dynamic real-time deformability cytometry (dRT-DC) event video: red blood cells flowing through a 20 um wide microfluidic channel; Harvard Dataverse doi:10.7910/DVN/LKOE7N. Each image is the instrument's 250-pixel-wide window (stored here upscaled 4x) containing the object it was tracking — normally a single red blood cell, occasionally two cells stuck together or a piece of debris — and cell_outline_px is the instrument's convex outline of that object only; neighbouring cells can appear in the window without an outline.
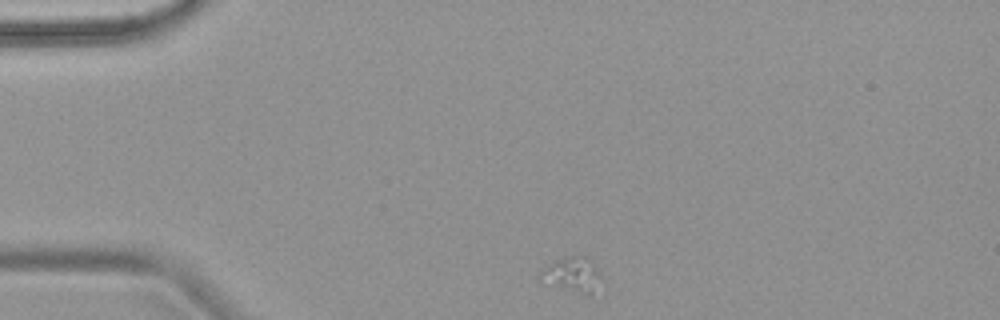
{"species": "common noctule bat (a hibernating species)", "species_latin": "Nyctalus noctula", "temperature_condition": "warm", "stored_images_in_passage": 5, "camera_frame_rate_fps": 3000, "um_per_image_px": 0.085, "animal": {"sex": "female", "body_mass_g": 18.4}, "frame": {"image": 1, "passage_image": 1, "time_ms": 0.0, "image_size_px": [1000, 320], "cell_outline_px": [[604, 284], [592, 292], [584, 292], [560, 284], [544, 276], [548, 264], [552, 260], [580, 252], [588, 256], [592, 260], [604, 276]], "centroid_in_image_um": [48.94, 23.18], "position_along_channel_um": 36.1, "area_um2": 11.62}}